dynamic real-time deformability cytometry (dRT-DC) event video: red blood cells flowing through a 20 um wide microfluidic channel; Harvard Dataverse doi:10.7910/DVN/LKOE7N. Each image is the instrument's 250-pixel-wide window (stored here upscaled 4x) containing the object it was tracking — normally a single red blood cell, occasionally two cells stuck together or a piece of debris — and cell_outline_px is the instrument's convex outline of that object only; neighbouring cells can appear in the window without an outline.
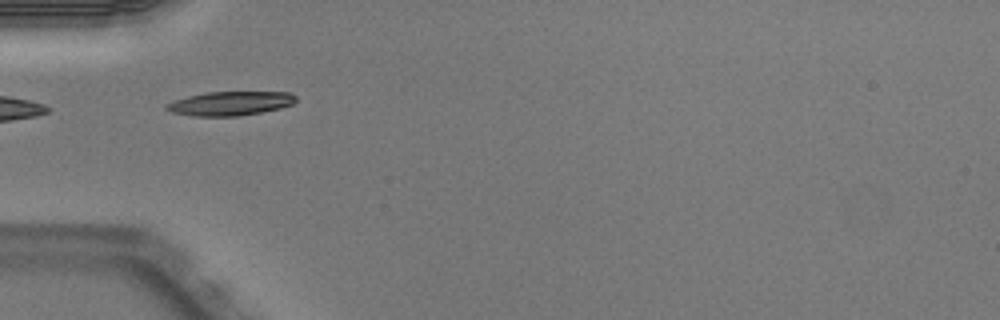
{"species": "Egyptian fruit bat (a non-hibernating species)", "species_latin": "Rousettus aegyptiacus", "temperature_condition": "warm", "stored_images_in_passage": 35, "camera_frame_rate_fps": 3000, "um_per_image_px": 0.085, "animal": {"sex": "male"}, "frame": {"image": 1, "passage_image": 1, "time_ms": 0.0, "image_size_px": [1000, 320], "cell_outline_px": [[296, 100], [292, 104], [280, 108], [240, 116], [192, 116], [172, 112], [164, 108], [164, 104], [188, 96], [208, 92], [292, 92], [296, 96]], "centroid_in_image_um": [19.57, 8.79], "position_along_channel_um": 65.4, "area_um2": 18.09}}
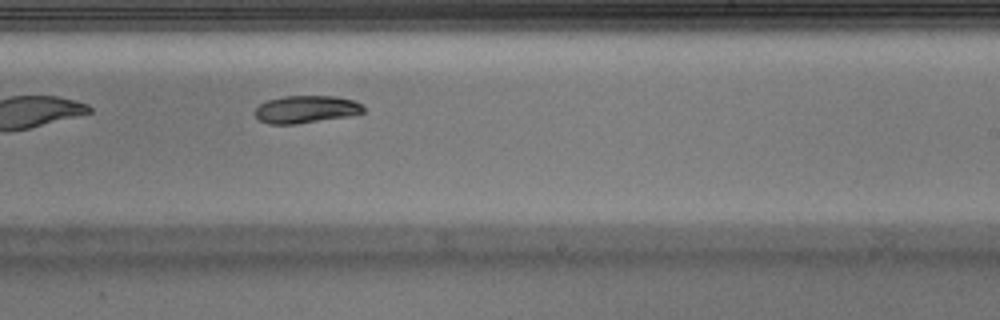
{"frame": {"image": 2, "passage_image": 16, "time_ms": 5.0, "image_size_px": [1000, 320], "cell_outline_px": [[364, 112], [348, 116], [296, 124], [268, 124], [260, 120], [256, 116], [256, 108], [264, 100], [284, 96], [336, 96], [356, 100], [364, 108]], "centroid_in_image_um": [26.01, 9.28], "position_along_channel_um": 263.0, "area_um2": 17.4}, "authors_computed_cell_mechanics": {"area_um2": 18.207, "velocity_mm_per_s": 3.9737, "shape_relaxation_time_tau1_ms": 8.8153, "shape_relaxation_time_tau2_ms": null, "deformation_change_tau1": 0.1722, "deformation_change_tau2": null}}